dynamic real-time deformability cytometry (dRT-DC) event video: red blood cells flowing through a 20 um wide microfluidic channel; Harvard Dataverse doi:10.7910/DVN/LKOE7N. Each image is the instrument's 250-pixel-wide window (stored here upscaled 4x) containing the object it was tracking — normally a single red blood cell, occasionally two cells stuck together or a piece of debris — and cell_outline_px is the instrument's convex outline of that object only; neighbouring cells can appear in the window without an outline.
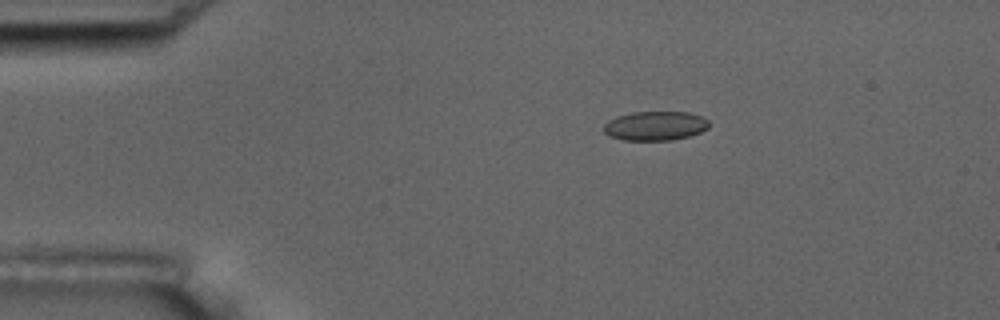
{"species": "common noctule bat (a hibernating species)", "species_latin": "Nyctalus noctula", "temperature_condition": "room temperature", "stored_images_in_passage": 2, "camera_frame_rate_fps": 3000, "um_per_image_px": 0.085, "animal": {"sex": "male", "body_mass_g": 17.5, "forearm_length_mm": 52.3}, "frame": {"image": 1, "passage_image": 1, "time_ms": 0.0, "image_size_px": [1000, 320], "cell_outline_px": [[708, 128], [700, 132], [688, 136], [672, 140], [624, 140], [608, 136], [604, 132], [604, 124], [608, 120], [616, 116], [632, 112], [688, 112], [700, 116], [708, 120]], "centroid_in_image_um": [55.66, 10.69], "position_along_channel_um": 29.3, "area_um2": 17.92}}